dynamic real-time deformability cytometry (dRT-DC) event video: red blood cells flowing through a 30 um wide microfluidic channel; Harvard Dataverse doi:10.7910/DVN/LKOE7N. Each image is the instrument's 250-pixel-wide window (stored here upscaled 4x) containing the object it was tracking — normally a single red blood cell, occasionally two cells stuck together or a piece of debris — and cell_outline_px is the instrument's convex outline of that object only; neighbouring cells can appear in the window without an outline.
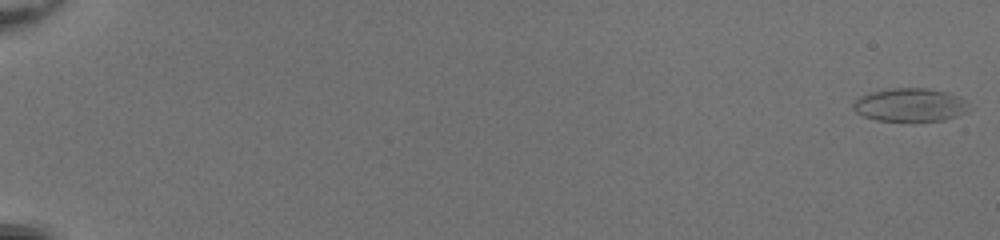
{"species": "common noctule bat (a hibernating species)", "species_latin": "Nyctalus noctula", "temperature_condition": "room temperature", "stored_images_in_passage": 53, "camera_frame_rate_fps": 3000, "um_per_image_px": 0.085, "animal": {"sex": "female", "body_mass_g": 20.0, "forearm_length_mm": 54.0}, "frame": {"image": 1, "passage_image": 1, "time_ms": 0.0, "image_size_px": [1000, 240], "cell_outline_px": [[972, 108], [968, 112], [944, 120], [876, 120], [864, 116], [856, 112], [852, 108], [852, 104], [860, 96], [868, 92], [888, 88], [928, 88], [948, 92], [960, 96]], "centroid_in_image_um": [77.38, 8.89], "position_along_channel_um": 7.6, "area_um2": 22.6}}
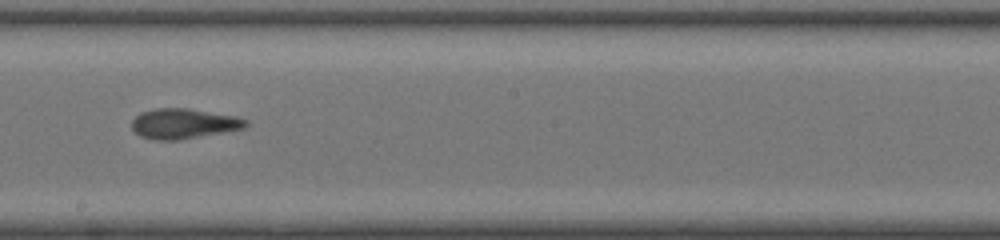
{"frame": {"image": 2, "passage_image": 33, "time_ms": 10.667, "image_size_px": [1000, 240], "cell_outline_px": [[248, 124], [244, 128], [180, 140], [156, 140], [140, 136], [132, 128], [132, 120], [140, 112], [152, 108], [188, 108], [236, 116], [248, 120]], "centroid_in_image_um": [15.59, 10.5], "position_along_channel_um": 232.6, "area_um2": 20.06}}
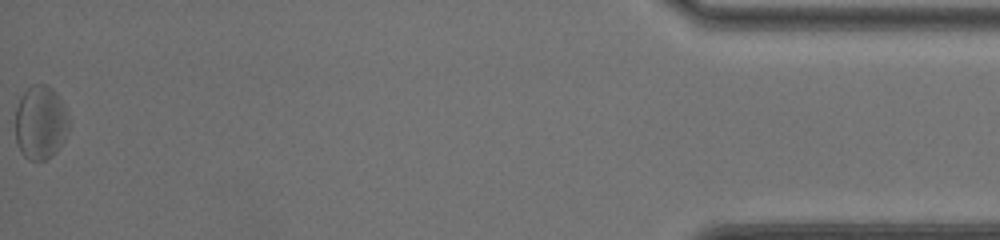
{"frame": {"image": 3, "passage_image": 53, "time_ms": 17.333, "image_size_px": [1000, 240], "cell_outline_px": [[68, 128], [64, 140], [56, 152], [52, 156], [44, 160], [28, 160], [20, 152], [16, 144], [16, 108], [20, 96], [32, 84], [48, 84], [56, 92], [68, 116]], "centroid_in_image_um": [3.42, 10.42], "position_along_channel_um": 431.8, "area_um2": 23.12}, "authors_computed_cell_mechanics": {"area_um2": 20.808, "velocity_mm_per_s": 4.1941, "shape_relaxation_time_tau1_ms": 4.8502, "shape_relaxation_time_tau2_ms": 2.8545, "deformation_change_tau1": 0.1241, "deformation_change_tau2": 0.1255}}